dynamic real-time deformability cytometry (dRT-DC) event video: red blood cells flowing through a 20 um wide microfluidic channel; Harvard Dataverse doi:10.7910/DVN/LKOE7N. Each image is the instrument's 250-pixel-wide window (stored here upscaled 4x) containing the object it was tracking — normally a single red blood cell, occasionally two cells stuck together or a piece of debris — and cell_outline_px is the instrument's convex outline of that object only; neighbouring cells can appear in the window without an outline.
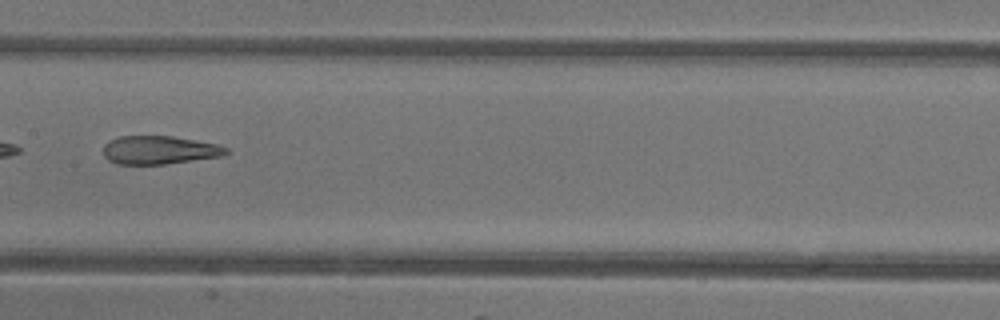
{"species": "common noctule bat (a hibernating species)", "species_latin": "Nyctalus noctula", "temperature_condition": "warm", "stored_images_in_passage": 32, "camera_frame_rate_fps": 3000, "um_per_image_px": 0.085, "animal": {"sex": "female"}, "frame": {"image": 1, "passage_image": 10, "time_ms": 3.0, "image_size_px": [1000, 320], "cell_outline_px": [[228, 152], [220, 156], [164, 164], [116, 164], [108, 160], [104, 156], [104, 144], [108, 140], [120, 136], [172, 136], [196, 140], [216, 144], [228, 148]], "centroid_in_image_um": [13.49, 12.74], "position_along_channel_um": 193.9, "area_um2": 20.17}, "authors_computed_cell_mechanics": {"area_um2": 21.6461, "velocity_mm_per_s": 4.3763, "shape_relaxation_time_tau1_ms": null, "shape_relaxation_time_tau2_ms": 2.1946, "deformation_change_tau1": null, "deformation_change_tau2": 0.1272}}